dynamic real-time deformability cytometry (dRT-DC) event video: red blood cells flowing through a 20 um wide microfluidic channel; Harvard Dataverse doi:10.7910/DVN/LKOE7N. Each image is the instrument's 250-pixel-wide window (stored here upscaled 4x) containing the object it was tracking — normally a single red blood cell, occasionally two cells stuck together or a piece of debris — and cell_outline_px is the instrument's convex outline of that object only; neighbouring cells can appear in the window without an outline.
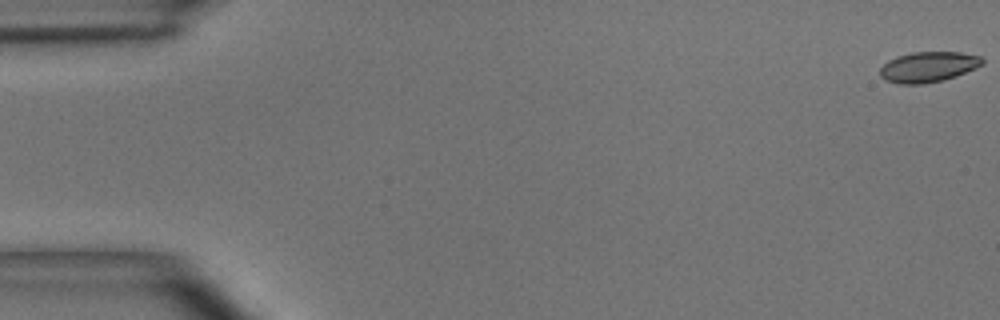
{"species": "common noctule bat (a hibernating species)", "species_latin": "Nyctalus noctula", "temperature_condition": "room temperature", "stored_images_in_passage": 55, "camera_frame_rate_fps": 3000, "um_per_image_px": 0.085, "animal": {"sex": "male", "body_mass_g": 15.6}, "frame": {"image": 1, "passage_image": 1, "time_ms": 0.0, "image_size_px": [1000, 320], "cell_outline_px": [[984, 60], [976, 68], [956, 76], [944, 80], [924, 84], [900, 84], [884, 80], [880, 76], [880, 68], [888, 60], [896, 56], [912, 52], [960, 52], [980, 56]], "centroid_in_image_um": [78.87, 5.69], "position_along_channel_um": 6.1, "area_um2": 18.21}}
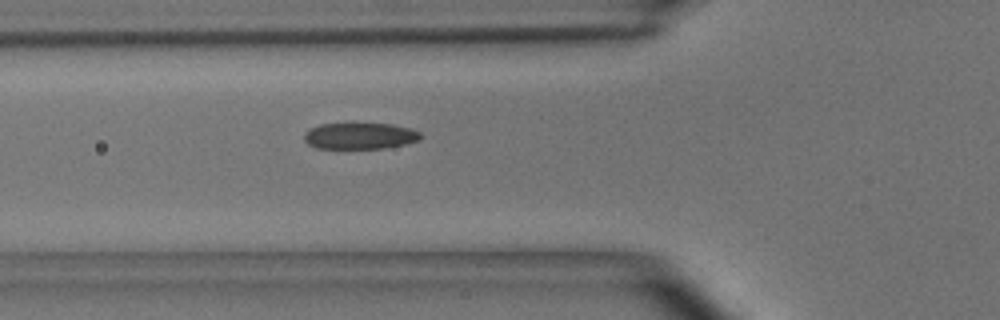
{"frame": {"image": 2, "passage_image": 20, "time_ms": 6.333, "image_size_px": [1000, 320], "cell_outline_px": [[424, 136], [420, 140], [404, 144], [384, 148], [316, 148], [308, 144], [304, 140], [304, 132], [320, 124], [392, 124], [412, 128], [420, 132]], "centroid_in_image_um": [30.63, 11.55], "position_along_channel_um": 95.2, "area_um2": 17.86}}
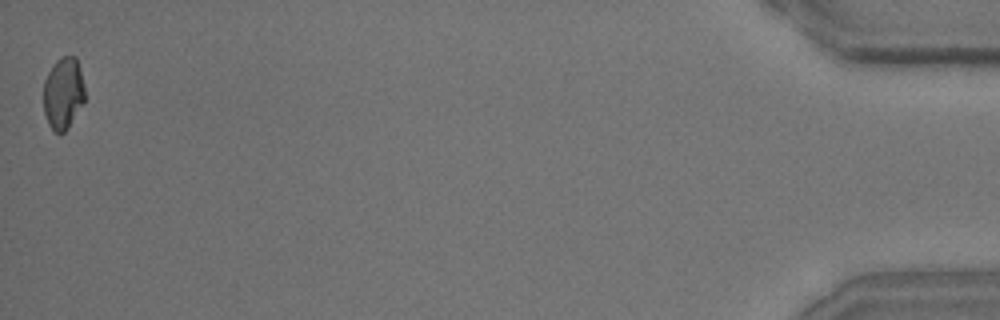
{"frame": {"image": 3, "passage_image": 55, "time_ms": 18.0, "image_size_px": [1000, 320], "cell_outline_px": [[84, 100], [68, 128], [64, 132], [56, 132], [48, 124], [44, 112], [44, 80], [48, 72], [56, 60], [64, 56], [76, 56], [80, 68], [84, 84]], "centroid_in_image_um": [5.37, 7.9], "position_along_channel_um": 429.8, "area_um2": 17.17}, "authors_computed_cell_mechanics": {"area_um2": 18.4382, "velocity_mm_per_s": 3.6533, "shape_relaxation_time_tau1_ms": 3.7517, "shape_relaxation_time_tau2_ms": 2.2971, "deformation_change_tau1": 0.1268, "deformation_change_tau2": 0.046}}